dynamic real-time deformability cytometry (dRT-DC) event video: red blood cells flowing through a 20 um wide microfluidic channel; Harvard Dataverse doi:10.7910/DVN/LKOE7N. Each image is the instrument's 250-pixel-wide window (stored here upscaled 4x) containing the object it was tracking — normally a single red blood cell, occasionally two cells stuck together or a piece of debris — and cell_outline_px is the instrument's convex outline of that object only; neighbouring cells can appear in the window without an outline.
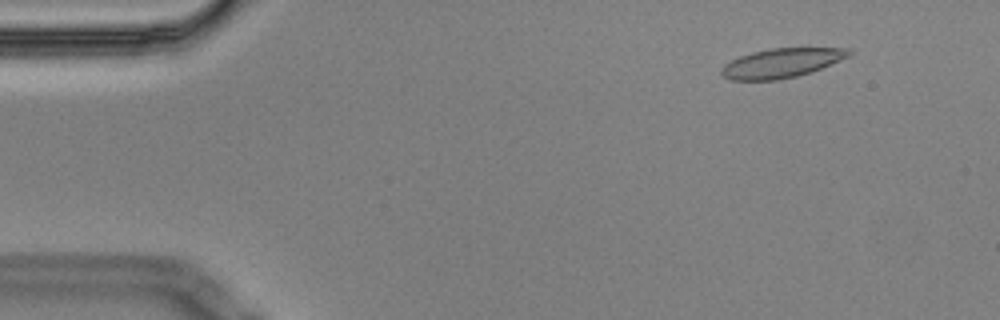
{"species": "Egyptian fruit bat (a non-hibernating species)", "species_latin": "Rousettus aegyptiacus", "temperature_condition": "cold", "stored_images_in_passage": 5, "camera_frame_rate_fps": 3000, "um_per_image_px": 0.085, "animal": {"sex": "male"}, "frame": {"image": 1, "passage_image": 2, "time_ms": 0.333, "image_size_px": [1000, 320], "cell_outline_px": [[852, 52], [848, 56], [812, 72], [796, 76], [776, 80], [732, 80], [724, 76], [720, 72], [720, 68], [724, 64], [740, 56], [752, 52], [772, 48], [852, 48]], "centroid_in_image_um": [66.41, 5.35], "position_along_channel_um": 18.6, "area_um2": 21.62}}
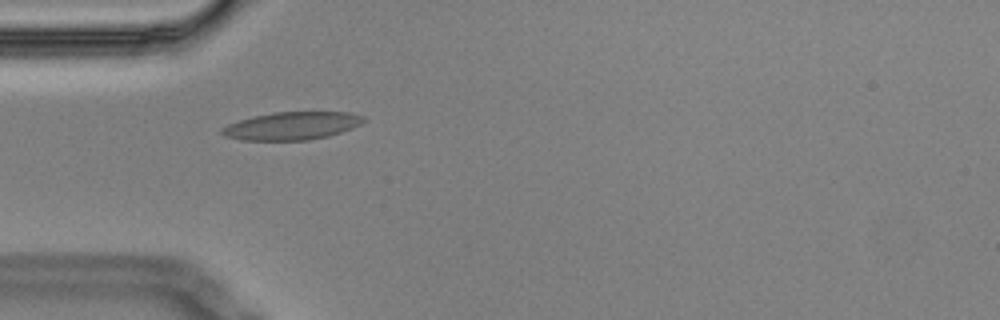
{"frame": {"image": 2, "passage_image": 4, "time_ms": 1.0, "image_size_px": [1000, 320], "cell_outline_px": [[368, 120], [352, 128], [328, 136], [308, 140], [240, 140], [224, 136], [220, 132], [220, 128], [228, 124], [240, 120], [272, 112], [348, 112], [364, 116]], "centroid_in_image_um": [24.81, 10.7], "position_along_channel_um": 60.2, "area_um2": 23.0}}